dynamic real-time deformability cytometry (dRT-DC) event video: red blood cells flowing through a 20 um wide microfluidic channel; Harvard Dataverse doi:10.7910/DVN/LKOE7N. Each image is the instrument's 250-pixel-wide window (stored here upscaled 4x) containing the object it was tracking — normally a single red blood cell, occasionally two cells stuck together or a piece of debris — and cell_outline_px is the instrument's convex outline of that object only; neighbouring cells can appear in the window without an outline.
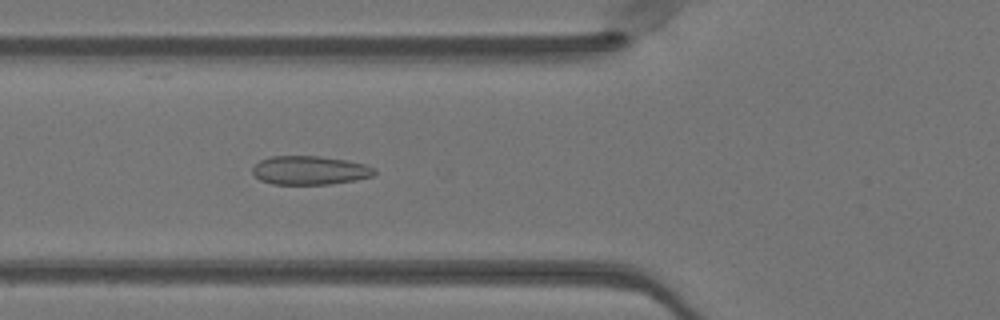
{"species": "Egyptian fruit bat (a non-hibernating species)", "species_latin": "Rousettus aegyptiacus", "temperature_condition": "warm", "stored_images_in_passage": 50, "camera_frame_rate_fps": 3000, "um_per_image_px": 0.085, "animal": {"sex": "female"}, "frame": {"image": 1, "passage_image": 19, "time_ms": 6.0, "image_size_px": [1000, 320], "cell_outline_px": [[376, 172], [372, 176], [356, 180], [332, 184], [272, 184], [260, 180], [252, 172], [252, 168], [260, 160], [272, 156], [320, 156], [348, 160], [364, 164], [376, 168]], "centroid_in_image_um": [26.35, 14.47], "position_along_channel_um": 99.4, "area_um2": 20.52}}
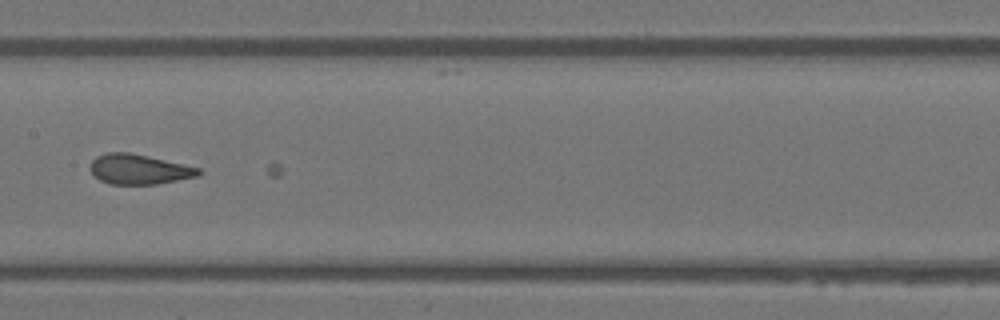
{"frame": {"image": 2, "passage_image": 26, "time_ms": 8.333, "image_size_px": [1000, 320], "cell_outline_px": [[200, 176], [156, 184], [108, 184], [100, 180], [88, 168], [92, 160], [96, 156], [108, 152], [128, 152], [148, 156], [200, 168]], "centroid_in_image_um": [11.79, 14.39], "position_along_channel_um": 195.6, "area_um2": 18.9}}
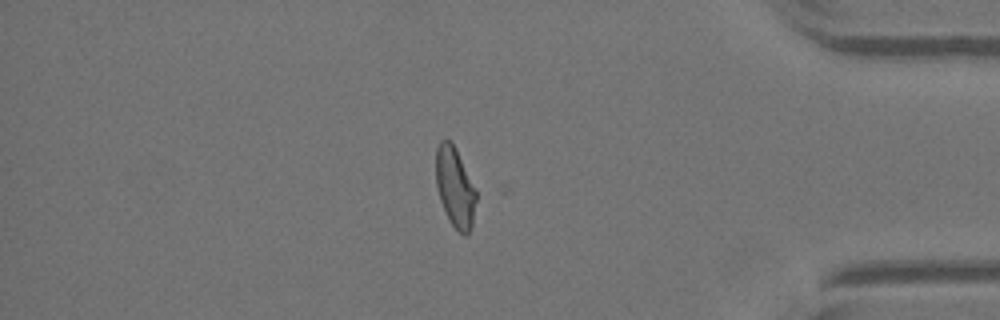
{"frame": {"image": 3, "passage_image": 43, "time_ms": 14.0, "image_size_px": [1000, 320], "cell_outline_px": [[476, 200], [472, 228], [468, 236], [464, 236], [452, 224], [440, 200], [436, 184], [436, 148], [440, 140], [448, 140], [452, 144], [476, 188]], "centroid_in_image_um": [38.68, 15.96], "position_along_channel_um": 396.5, "area_um2": 18.44}}